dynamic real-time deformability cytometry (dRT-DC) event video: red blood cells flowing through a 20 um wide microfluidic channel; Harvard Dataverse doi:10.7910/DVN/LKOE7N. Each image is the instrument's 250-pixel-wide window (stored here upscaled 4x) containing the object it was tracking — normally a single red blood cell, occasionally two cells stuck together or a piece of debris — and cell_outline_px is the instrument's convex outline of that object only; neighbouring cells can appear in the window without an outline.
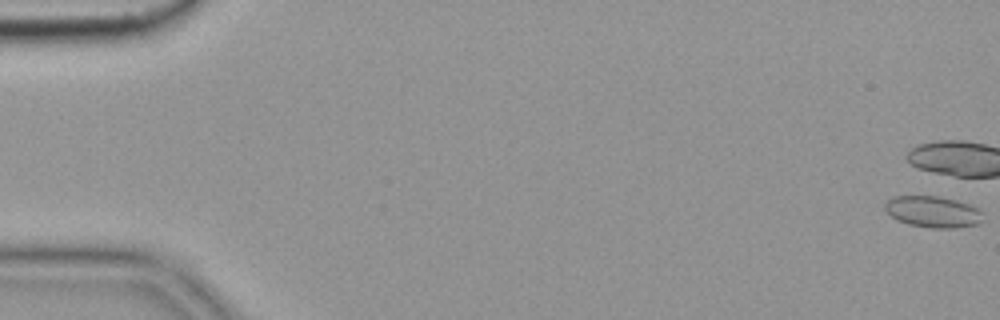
{"species": "common noctule bat (a hibernating species)", "species_latin": "Nyctalus noctula", "temperature_condition": "cold", "stored_images_in_passage": 44, "camera_frame_rate_fps": 3000, "um_per_image_px": 0.085, "animal": {"sex": "female", "body_mass_g": 19.9}, "frame": {"image": 1, "passage_image": 1, "time_ms": 0.0, "image_size_px": [1000, 320], "cell_outline_px": [[984, 212], [980, 224], [956, 228], [932, 228], [908, 224], [896, 220], [884, 208], [884, 204], [892, 196], [936, 196], [956, 200], [968, 204]], "centroid_in_image_um": [79.31, 18.01], "position_along_channel_um": 5.7, "area_um2": 17.98}}